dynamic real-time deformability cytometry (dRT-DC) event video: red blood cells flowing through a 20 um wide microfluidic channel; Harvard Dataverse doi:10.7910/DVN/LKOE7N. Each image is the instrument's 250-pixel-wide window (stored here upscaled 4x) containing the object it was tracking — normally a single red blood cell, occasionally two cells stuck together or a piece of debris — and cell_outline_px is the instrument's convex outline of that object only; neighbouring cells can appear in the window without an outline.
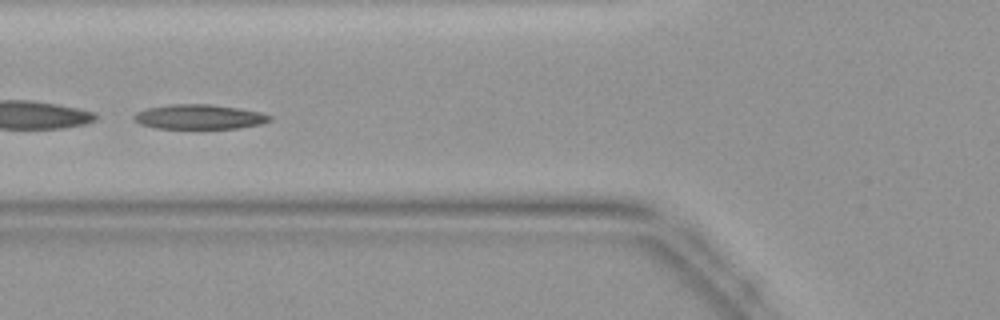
{"species": "common noctule bat (a hibernating species)", "species_latin": "Nyctalus noctula", "temperature_condition": "warm", "stored_images_in_passage": 34, "camera_frame_rate_fps": 3000, "um_per_image_px": 0.085, "animal": {"sex": "female", "body_mass_g": 19.9}, "frame": {"image": 1, "passage_image": 15, "time_ms": 4.667, "image_size_px": [1000, 320], "cell_outline_px": [[272, 120], [260, 124], [236, 128], [156, 128], [140, 124], [132, 116], [136, 112], [148, 108], [172, 104], [212, 104], [240, 108], [260, 112], [272, 116]], "centroid_in_image_um": [16.95, 9.92], "position_along_channel_um": 108.8, "area_um2": 19.42}}